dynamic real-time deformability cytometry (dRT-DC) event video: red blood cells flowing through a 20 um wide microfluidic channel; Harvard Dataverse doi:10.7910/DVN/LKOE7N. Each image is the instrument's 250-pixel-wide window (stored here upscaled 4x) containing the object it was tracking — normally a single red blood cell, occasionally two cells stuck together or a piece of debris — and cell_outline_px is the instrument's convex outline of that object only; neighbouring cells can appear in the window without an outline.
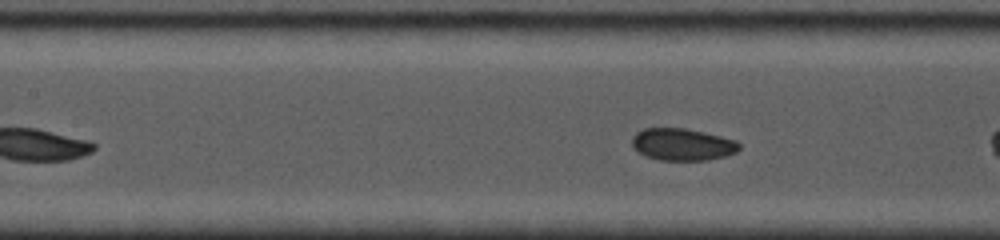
{"species": "common noctule bat (a hibernating species)", "species_latin": "Nyctalus noctula", "temperature_condition": "cold", "stored_images_in_passage": 22, "camera_frame_rate_fps": 5000, "um_per_image_px": 0.085, "animal": {"sex": "female", "body_mass_g": 19.0, "forearm_length_mm": 53.3}, "frame": {"image": 1, "passage_image": 7, "time_ms": 2.2, "image_size_px": [1000, 240], "cell_outline_px": [[740, 148], [736, 152], [724, 156], [708, 160], [660, 160], [648, 156], [632, 148], [632, 136], [636, 132], [644, 128], [684, 128], [704, 132], [736, 140], [740, 144]], "centroid_in_image_um": [58.0, 12.27], "position_along_channel_um": 149.4, "area_um2": 20.0}}